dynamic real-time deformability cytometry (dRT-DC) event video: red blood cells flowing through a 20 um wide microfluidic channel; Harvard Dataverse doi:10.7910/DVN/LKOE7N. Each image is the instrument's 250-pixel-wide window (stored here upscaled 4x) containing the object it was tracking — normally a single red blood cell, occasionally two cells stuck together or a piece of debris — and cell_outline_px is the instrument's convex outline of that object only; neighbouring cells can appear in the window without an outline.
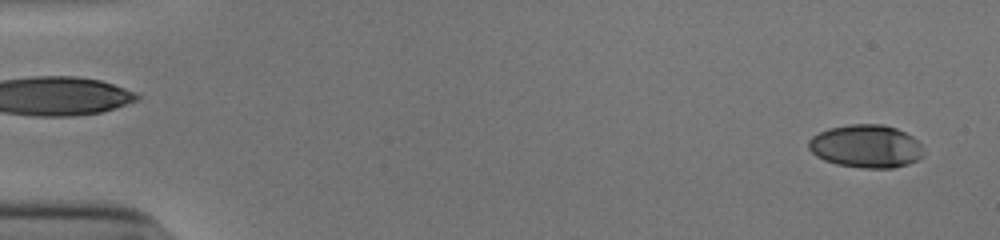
{"species": "human", "species_latin": "Homo sapiens", "temperature_condition": "cold", "stored_images_in_passage": 52, "camera_frame_rate_fps": 3000, "um_per_image_px": 0.085, "donor": {"sex": "male"}, "frame": {"image": 1, "passage_image": 2, "time_ms": 0.333, "image_size_px": [1000, 240], "cell_outline_px": [[924, 156], [920, 160], [908, 164], [892, 168], [864, 168], [836, 164], [824, 160], [816, 156], [808, 148], [808, 140], [812, 136], [828, 128], [848, 124], [884, 124], [896, 128], [912, 136], [920, 144]], "centroid_in_image_um": [73.61, 12.43], "position_along_channel_um": 11.4, "area_um2": 29.02}}
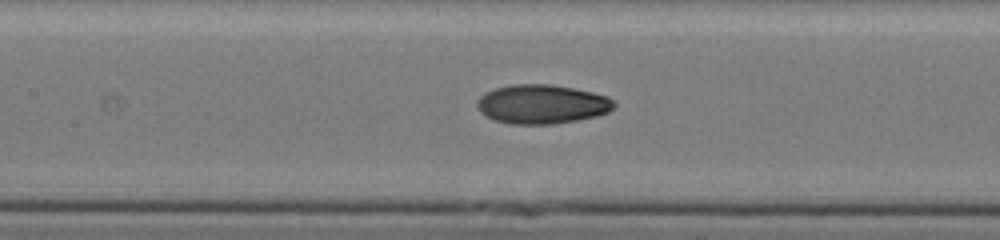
{"frame": {"image": 2, "passage_image": 25, "time_ms": 8.0, "image_size_px": [1000, 240], "cell_outline_px": [[616, 104], [608, 112], [596, 116], [576, 120], [552, 124], [512, 124], [496, 120], [480, 112], [476, 108], [476, 100], [484, 92], [492, 88], [512, 84], [552, 84], [592, 92], [608, 96]], "centroid_in_image_um": [46.02, 8.84], "position_along_channel_um": 161.4, "area_um2": 31.33}}
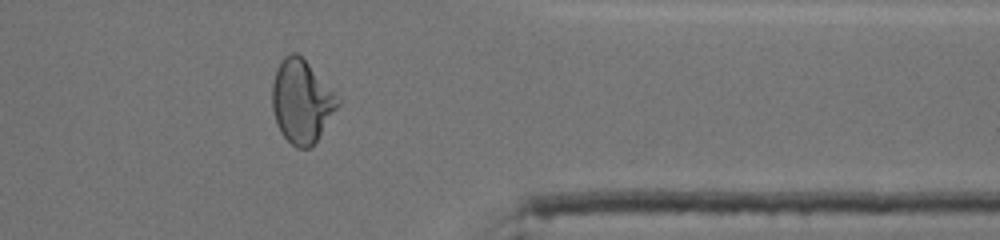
{"frame": {"image": 3, "passage_image": 43, "time_ms": 14.0, "image_size_px": [1000, 240], "cell_outline_px": [[340, 104], [312, 148], [296, 148], [280, 132], [272, 108], [272, 80], [276, 68], [280, 60], [284, 56], [292, 52], [296, 52], [336, 92], [340, 100]], "centroid_in_image_um": [25.63, 8.61], "position_along_channel_um": 385.8, "area_um2": 31.85}, "authors_computed_cell_mechanics": {"area_um2": 30.4895, "velocity_mm_per_s": 3.9219, "shape_relaxation_time_tau1_ms": 5.3862, "shape_relaxation_time_tau2_ms": 1.7106, "deformation_change_tau1": 0.1725, "deformation_change_tau2": 0.0603}}